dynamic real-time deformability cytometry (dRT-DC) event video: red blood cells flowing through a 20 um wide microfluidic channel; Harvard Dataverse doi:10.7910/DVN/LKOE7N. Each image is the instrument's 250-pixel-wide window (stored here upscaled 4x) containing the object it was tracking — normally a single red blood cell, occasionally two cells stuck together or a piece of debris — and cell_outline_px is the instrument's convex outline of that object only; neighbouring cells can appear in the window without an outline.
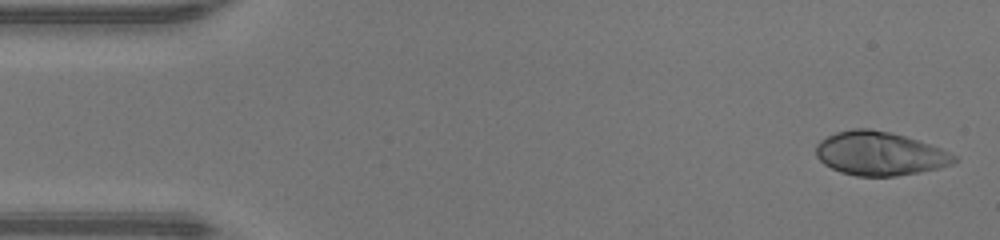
{"species": "human", "species_latin": "Homo sapiens", "temperature_condition": "warm", "stored_images_in_passage": 46, "camera_frame_rate_fps": 3000, "um_per_image_px": 0.085, "donor": {"sex": "male"}, "frame": {"image": 1, "passage_image": 1, "time_ms": 0.0, "image_size_px": [1000, 240], "cell_outline_px": [[956, 160], [952, 164], [940, 168], [920, 172], [896, 176], [856, 176], [840, 172], [824, 164], [816, 156], [816, 144], [820, 140], [836, 132], [852, 128], [868, 128], [888, 132], [904, 136], [940, 148], [956, 156]], "centroid_in_image_um": [74.74, 13.06], "position_along_channel_um": 10.3, "area_um2": 35.03}}
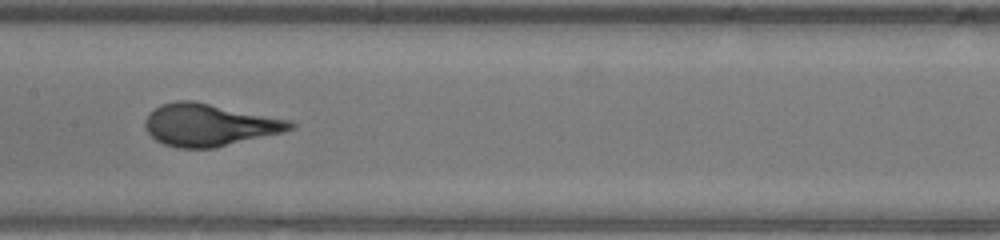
{"frame": {"image": 2, "passage_image": 22, "time_ms": 7.0, "image_size_px": [1000, 240], "cell_outline_px": [[296, 128], [284, 132], [216, 148], [176, 148], [164, 144], [156, 140], [144, 128], [144, 120], [148, 112], [160, 104], [176, 100], [192, 100], [288, 120], [296, 124]], "centroid_in_image_um": [17.74, 10.62], "position_along_channel_um": 189.7, "area_um2": 35.89}}
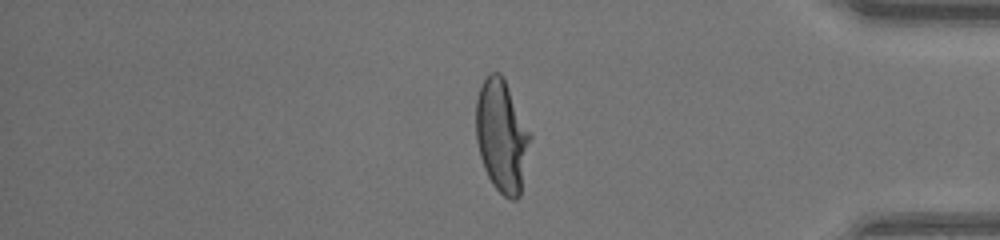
{"frame": {"image": 3, "passage_image": 38, "time_ms": 12.333, "image_size_px": [1000, 240], "cell_outline_px": [[532, 136], [520, 196], [516, 200], [512, 200], [504, 196], [492, 184], [484, 168], [480, 156], [476, 140], [476, 100], [480, 88], [488, 72], [500, 72], [504, 76]], "centroid_in_image_um": [42.66, 11.54], "position_along_channel_um": 392.5, "area_um2": 35.78}, "authors_computed_cell_mechanics": {"area_um2": 34.9979, "velocity_mm_per_s": 4.3896, "shape_relaxation_time_tau1_ms": 4.3311, "shape_relaxation_time_tau2_ms": null, "deformation_change_tau1": 0.2594, "deformation_change_tau2": null}}